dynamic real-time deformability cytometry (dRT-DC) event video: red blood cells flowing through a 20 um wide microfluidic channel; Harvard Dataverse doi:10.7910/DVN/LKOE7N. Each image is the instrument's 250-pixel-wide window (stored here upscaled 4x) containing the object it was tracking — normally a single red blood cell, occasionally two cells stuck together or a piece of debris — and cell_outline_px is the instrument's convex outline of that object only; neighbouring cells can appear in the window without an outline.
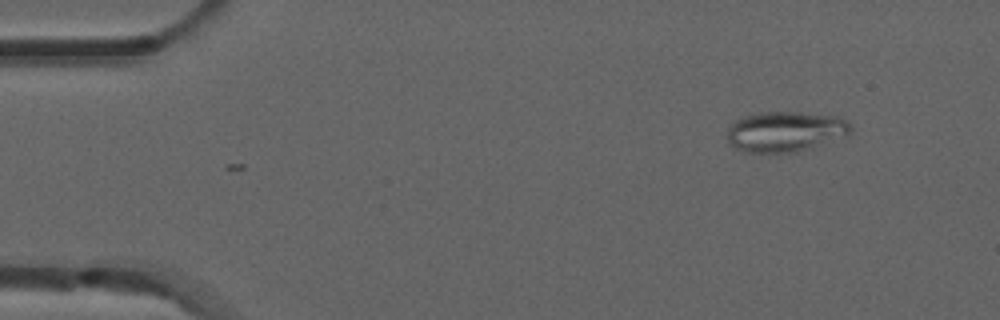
{"species": "common noctule bat (a hibernating species)", "species_latin": "Nyctalus noctula", "temperature_condition": "room temperature", "stored_images_in_passage": 2, "camera_frame_rate_fps": 3000, "um_per_image_px": 0.085, "animal": {"sex": "male", "forearm_length_mm": 52.5}, "frame": {"image": 1, "passage_image": 2, "time_ms": 0.333, "image_size_px": [1000, 320], "cell_outline_px": [[852, 132], [848, 136], [812, 148], [796, 152], [744, 152], [736, 148], [728, 140], [728, 128], [736, 120], [744, 116], [756, 112], [800, 112], [836, 116], [852, 124]], "centroid_in_image_um": [66.8, 11.18], "position_along_channel_um": 18.2, "area_um2": 29.25}}